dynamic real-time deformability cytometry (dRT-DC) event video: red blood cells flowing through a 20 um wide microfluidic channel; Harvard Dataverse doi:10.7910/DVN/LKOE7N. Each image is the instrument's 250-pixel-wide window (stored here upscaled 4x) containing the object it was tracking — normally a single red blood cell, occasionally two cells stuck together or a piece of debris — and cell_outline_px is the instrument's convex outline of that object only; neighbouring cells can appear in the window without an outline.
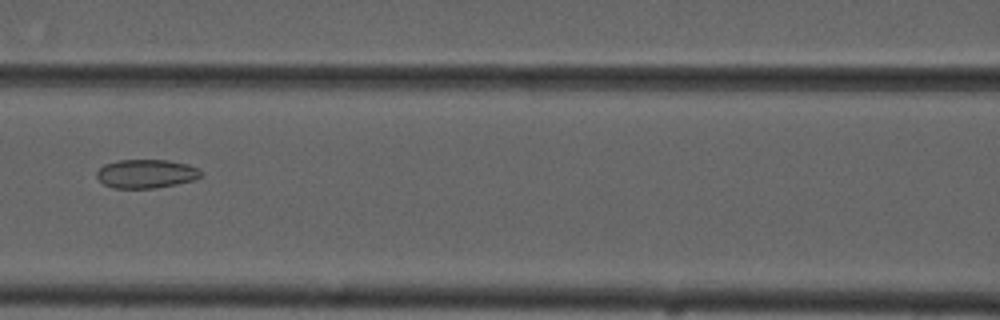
{"species": "common noctule bat (a hibernating species)", "species_latin": "Nyctalus noctula", "temperature_condition": "cold", "stored_images_in_passage": 6, "camera_frame_rate_fps": 3000, "um_per_image_px": 0.085, "animal": {"sex": "male", "forearm_length_mm": 52.5}, "frame": {"image": 1, "passage_image": 3, "time_ms": 2.333, "image_size_px": [1000, 320], "cell_outline_px": [[204, 176], [192, 180], [176, 184], [156, 188], [112, 188], [104, 184], [96, 176], [96, 172], [104, 164], [120, 160], [168, 160], [188, 164], [204, 172]], "centroid_in_image_um": [12.44, 14.77], "position_along_channel_um": 154.2, "area_um2": 17.51}}
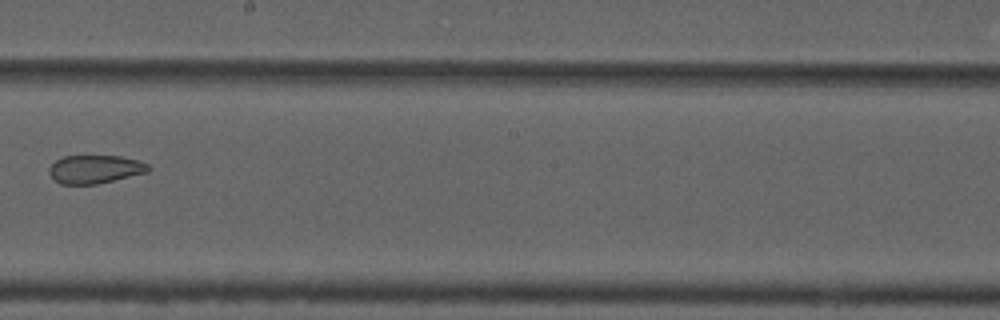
{"frame": {"image": 2, "passage_image": 5, "time_ms": 4.667, "image_size_px": [1000, 320], "cell_outline_px": [[152, 168], [148, 172], [96, 184], [60, 184], [52, 180], [48, 172], [48, 168], [56, 160], [64, 156], [120, 156], [136, 160], [148, 164]], "centroid_in_image_um": [8.04, 14.39], "position_along_channel_um": 240.2, "area_um2": 16.42}}
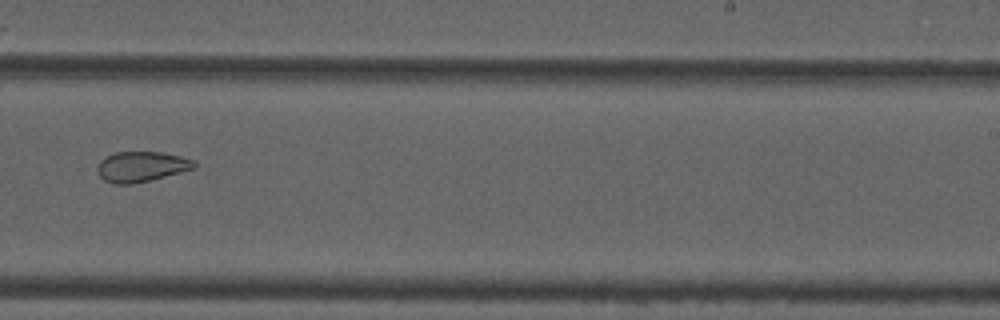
{"frame": {"image": 3, "passage_image": 6, "time_ms": 5.667, "image_size_px": [1000, 320], "cell_outline_px": [[196, 168], [132, 184], [116, 184], [104, 180], [100, 176], [96, 168], [100, 160], [104, 156], [116, 152], [164, 152], [196, 160]], "centroid_in_image_um": [12.01, 14.15], "position_along_channel_um": 277.0, "area_um2": 17.11}}